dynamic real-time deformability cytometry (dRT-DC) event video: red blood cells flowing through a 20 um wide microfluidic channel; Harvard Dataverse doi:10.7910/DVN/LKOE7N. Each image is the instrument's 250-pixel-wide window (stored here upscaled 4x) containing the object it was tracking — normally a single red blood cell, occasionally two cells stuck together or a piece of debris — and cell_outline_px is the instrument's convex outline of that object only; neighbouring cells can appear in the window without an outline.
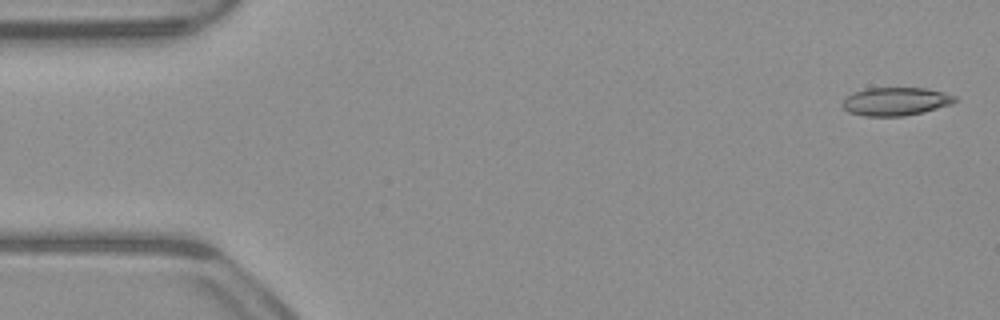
{"species": "common noctule bat (a hibernating species)", "species_latin": "Nyctalus noctula", "temperature_condition": "warm", "stored_images_in_passage": 52, "camera_frame_rate_fps": 3000, "um_per_image_px": 0.085, "animal": {"sex": "male", "body_mass_g": 23.1, "forearm_length_mm": 52.7}, "frame": {"image": 1, "passage_image": 2, "time_ms": 0.333, "image_size_px": [1000, 320], "cell_outline_px": [[960, 100], [952, 104], [924, 112], [904, 116], [864, 116], [848, 112], [840, 104], [844, 96], [852, 92], [864, 88], [924, 88], [944, 92], [956, 96]], "centroid_in_image_um": [76.11, 8.62], "position_along_channel_um": 8.9, "area_um2": 18.9}}
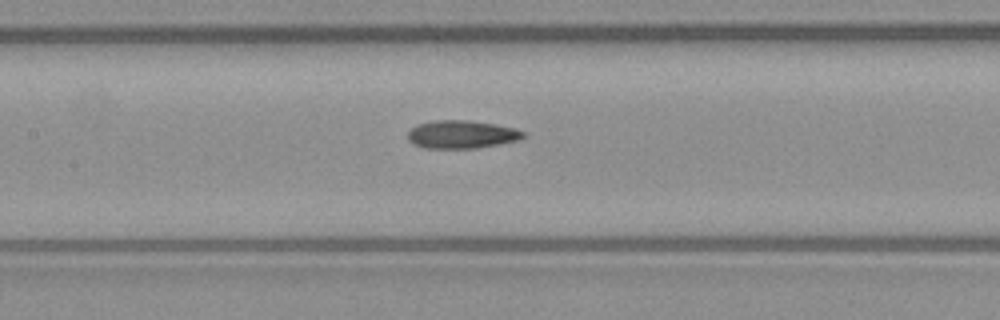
{"frame": {"image": 2, "passage_image": 24, "time_ms": 7.667, "image_size_px": [1000, 320], "cell_outline_px": [[524, 136], [520, 140], [476, 148], [424, 148], [412, 144], [408, 140], [408, 132], [416, 124], [436, 120], [468, 120], [516, 128], [524, 132]], "centroid_in_image_um": [39.21, 11.43], "position_along_channel_um": 168.2, "area_um2": 18.84}}
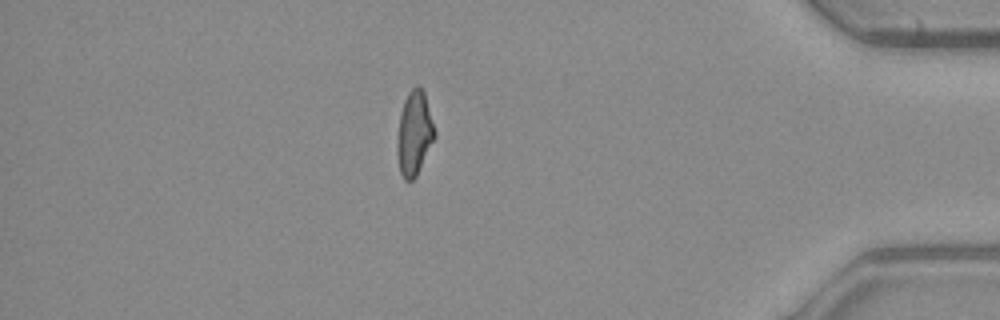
{"frame": {"image": 3, "passage_image": 45, "time_ms": 14.667, "image_size_px": [1000, 320], "cell_outline_px": [[436, 136], [416, 176], [412, 180], [404, 180], [400, 172], [396, 152], [396, 144], [400, 116], [404, 100], [408, 92], [416, 84], [424, 92], [436, 132]], "centroid_in_image_um": [35.21, 11.34], "position_along_channel_um": 400.0, "area_um2": 18.32}, "authors_computed_cell_mechanics": {"area_um2": 18.8428, "velocity_mm_per_s": 3.9651, "shape_relaxation_time_tau1_ms": null, "shape_relaxation_time_tau2_ms": 3.1612, "deformation_change_tau1": null, "deformation_change_tau2": 0.1228}}